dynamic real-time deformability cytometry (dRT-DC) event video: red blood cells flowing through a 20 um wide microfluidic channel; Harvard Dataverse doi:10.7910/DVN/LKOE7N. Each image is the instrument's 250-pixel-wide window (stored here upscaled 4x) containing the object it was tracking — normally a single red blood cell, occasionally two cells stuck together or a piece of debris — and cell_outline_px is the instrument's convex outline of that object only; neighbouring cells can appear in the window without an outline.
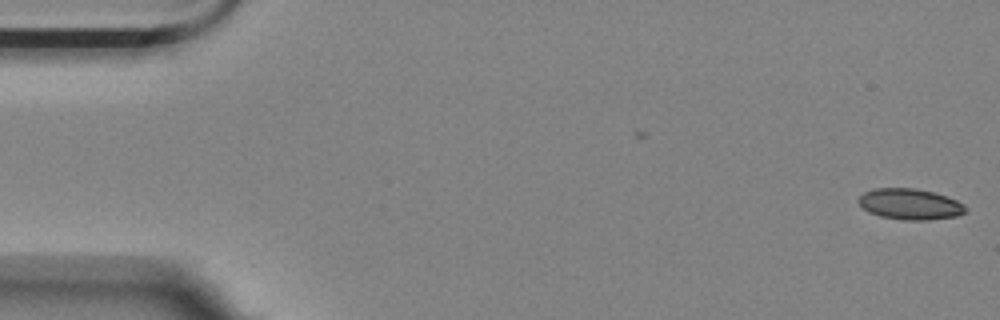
{"species": "Egyptian fruit bat (a non-hibernating species)", "species_latin": "Rousettus aegyptiacus", "temperature_condition": "room temperature", "stored_images_in_passage": 15, "camera_frame_rate_fps": 3000, "um_per_image_px": 0.085, "animal": {"sex": "female"}, "frame": {"image": 1, "passage_image": 1, "time_ms": 0.0, "image_size_px": [1000, 320], "cell_outline_px": [[968, 212], [956, 216], [928, 220], [904, 220], [880, 216], [868, 212], [856, 200], [864, 192], [876, 188], [912, 188], [932, 192], [956, 200], [964, 204], [968, 208]], "centroid_in_image_um": [77.36, 17.36], "position_along_channel_um": 7.6, "area_um2": 19.25}}
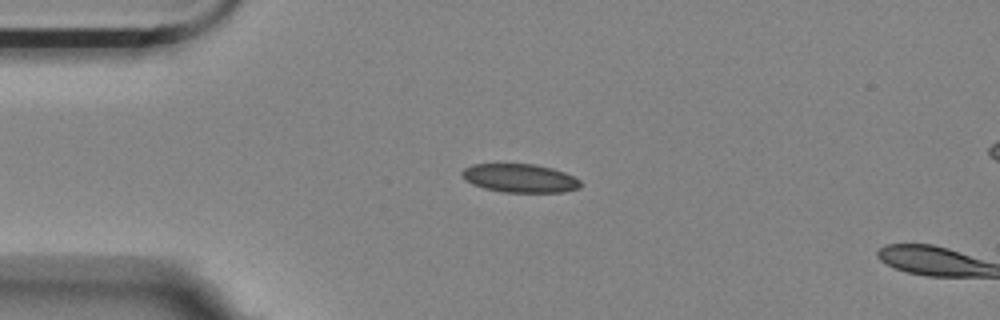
{"frame": {"image": 2, "passage_image": 13, "time_ms": 4.0, "image_size_px": [1000, 320], "cell_outline_px": [[580, 188], [564, 192], [504, 192], [484, 188], [472, 184], [464, 180], [460, 176], [460, 172], [464, 168], [472, 164], [532, 164], [552, 168], [564, 172], [580, 180]], "centroid_in_image_um": [44.14, 15.14], "position_along_channel_um": 40.9, "area_um2": 19.77}}